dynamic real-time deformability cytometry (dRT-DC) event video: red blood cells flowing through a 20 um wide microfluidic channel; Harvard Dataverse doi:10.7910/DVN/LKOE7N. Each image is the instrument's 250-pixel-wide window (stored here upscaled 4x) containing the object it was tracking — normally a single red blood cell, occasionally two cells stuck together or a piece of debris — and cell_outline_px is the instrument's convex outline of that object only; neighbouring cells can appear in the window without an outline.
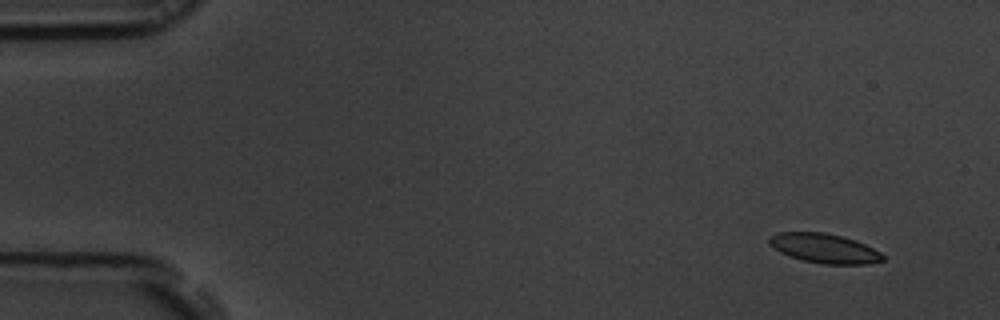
{"species": "common noctule bat (a hibernating species)", "species_latin": "Nyctalus noctula", "temperature_condition": "room temperature", "stored_images_in_passage": 52, "camera_frame_rate_fps": 3000, "um_per_image_px": 0.085, "animal": {"sex": "male", "body_mass_g": 19.5, "forearm_length_mm": 54.6}, "frame": {"image": 1, "passage_image": 1, "time_ms": 0.0, "image_size_px": [1000, 320], "cell_outline_px": [[884, 260], [868, 264], [824, 264], [804, 260], [780, 252], [768, 244], [768, 236], [780, 232], [824, 232], [856, 240], [880, 252], [884, 256]], "centroid_in_image_um": [70.06, 21.1], "position_along_channel_um": 14.9, "area_um2": 19.36}}
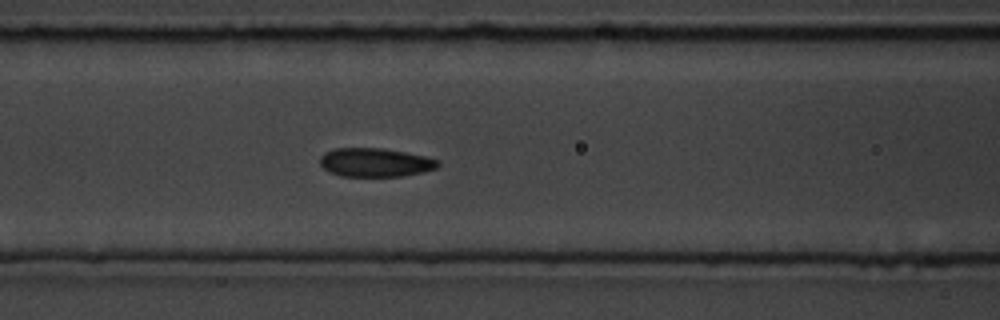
{"frame": {"image": 2, "passage_image": 20, "time_ms": 6.333, "image_size_px": [1000, 320], "cell_outline_px": [[440, 164], [436, 168], [424, 172], [404, 176], [340, 176], [324, 168], [320, 164], [320, 156], [324, 152], [336, 148], [380, 148], [404, 152], [424, 156], [440, 160]], "centroid_in_image_um": [31.91, 13.81], "position_along_channel_um": 134.7, "area_um2": 19.71}}
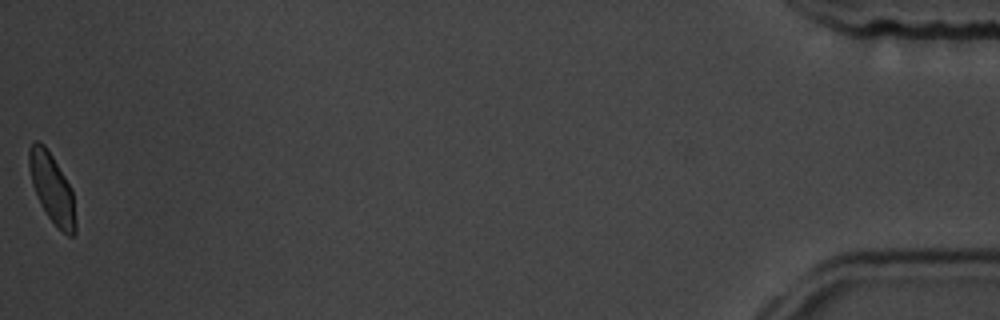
{"frame": {"image": 3, "passage_image": 52, "time_ms": 17.0, "image_size_px": [1000, 320], "cell_outline_px": [[76, 232], [72, 236], [68, 236], [48, 216], [40, 204], [32, 184], [28, 164], [28, 148], [32, 140], [40, 140], [44, 144], [52, 156], [72, 188], [76, 224]], "centroid_in_image_um": [4.4, 15.94], "position_along_channel_um": 430.8, "area_um2": 18.79}, "authors_computed_cell_mechanics": {"area_um2": 19.5942, "velocity_mm_per_s": 3.699, "shape_relaxation_time_tau1_ms": null, "shape_relaxation_time_tau2_ms": 1.4846, "deformation_change_tau1": null, "deformation_change_tau2": 0.0603}}